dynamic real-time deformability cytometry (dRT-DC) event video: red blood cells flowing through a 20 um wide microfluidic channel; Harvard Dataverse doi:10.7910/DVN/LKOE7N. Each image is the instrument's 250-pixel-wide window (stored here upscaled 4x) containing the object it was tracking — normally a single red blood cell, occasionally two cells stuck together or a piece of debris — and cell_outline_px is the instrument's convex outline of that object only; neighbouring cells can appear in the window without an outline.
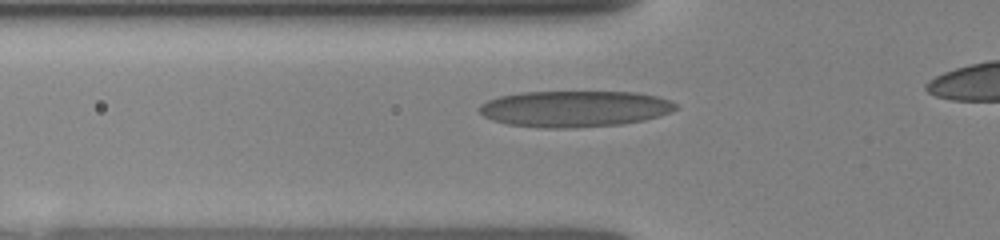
{"species": "human", "species_latin": "Homo sapiens", "temperature_condition": "room temperature", "stored_images_in_passage": 33, "segment_of_instrument_passage": [1, 2], "camera_frame_rate_fps": 3000, "um_per_image_px": 0.085, "donor": {"sex": "female"}, "frame": {"image": 1, "passage_image": 14, "time_ms": 3.667, "image_size_px": [1000, 240], "cell_outline_px": [[680, 108], [672, 112], [660, 116], [644, 120], [624, 124], [576, 128], [540, 128], [508, 124], [492, 120], [484, 116], [476, 108], [480, 104], [488, 100], [500, 96], [524, 92], [636, 92], [656, 96], [672, 100]], "centroid_in_image_um": [48.87, 9.25], "position_along_channel_um": 76.9, "area_um2": 41.91}}
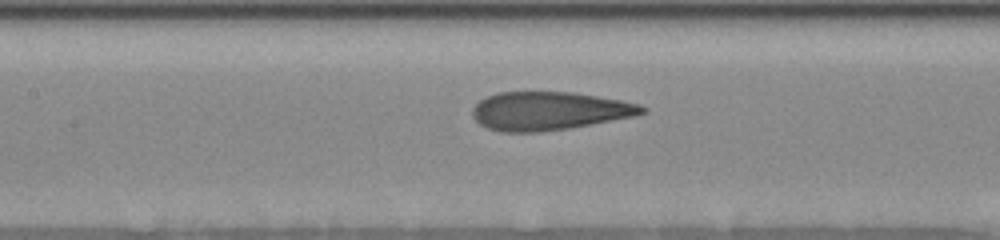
{"frame": {"image": 2, "passage_image": 20, "time_ms": 5.667, "image_size_px": [1000, 240], "cell_outline_px": [[648, 112], [636, 116], [568, 128], [540, 132], [500, 132], [488, 128], [480, 124], [472, 116], [472, 108], [480, 100], [496, 92], [572, 92], [620, 100], [640, 104], [648, 108]], "centroid_in_image_um": [46.68, 9.43], "position_along_channel_um": 160.7, "area_um2": 37.97}}
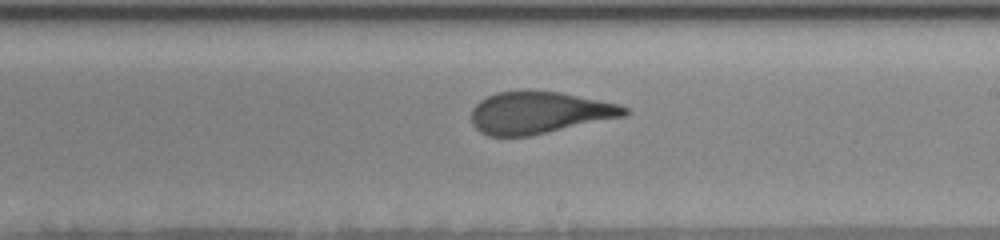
{"frame": {"image": 3, "passage_image": 27, "time_ms": 7.667, "image_size_px": [1000, 240], "cell_outline_px": [[632, 112], [624, 116], [528, 136], [488, 136], [480, 132], [472, 124], [472, 108], [480, 100], [496, 92], [560, 92], [616, 104], [628, 108]], "centroid_in_image_um": [45.8, 9.59], "position_along_channel_um": 243.2, "area_um2": 36.76}}